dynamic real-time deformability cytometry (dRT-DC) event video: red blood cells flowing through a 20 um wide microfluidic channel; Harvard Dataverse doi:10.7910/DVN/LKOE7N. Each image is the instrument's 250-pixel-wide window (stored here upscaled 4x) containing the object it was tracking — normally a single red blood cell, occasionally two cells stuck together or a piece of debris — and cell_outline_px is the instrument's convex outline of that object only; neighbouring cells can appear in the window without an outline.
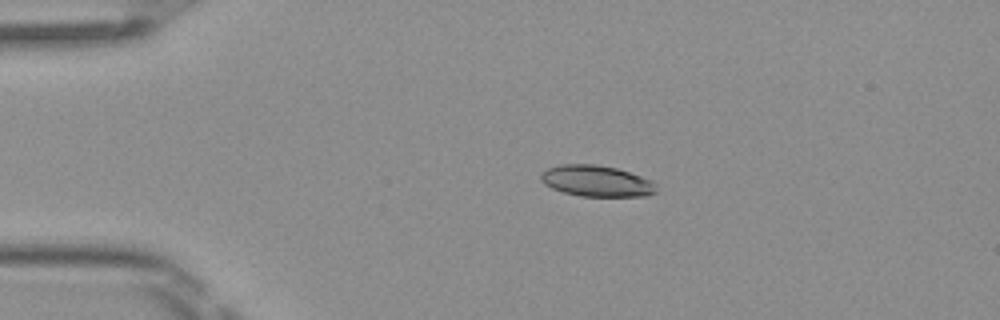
{"species": "Egyptian fruit bat (a non-hibernating species)", "species_latin": "Rousettus aegyptiacus", "temperature_condition": "room temperature", "stored_images_in_passage": 3, "camera_frame_rate_fps": 3000, "um_per_image_px": 0.085, "frame": {"image": 1, "passage_image": 2, "time_ms": 0.333, "image_size_px": [1000, 320], "cell_outline_px": [[656, 192], [648, 196], [580, 196], [564, 192], [552, 188], [544, 184], [540, 180], [540, 172], [548, 168], [560, 164], [596, 164], [616, 168], [652, 180], [656, 184]], "centroid_in_image_um": [50.69, 15.38], "position_along_channel_um": 34.3, "area_um2": 21.04}}